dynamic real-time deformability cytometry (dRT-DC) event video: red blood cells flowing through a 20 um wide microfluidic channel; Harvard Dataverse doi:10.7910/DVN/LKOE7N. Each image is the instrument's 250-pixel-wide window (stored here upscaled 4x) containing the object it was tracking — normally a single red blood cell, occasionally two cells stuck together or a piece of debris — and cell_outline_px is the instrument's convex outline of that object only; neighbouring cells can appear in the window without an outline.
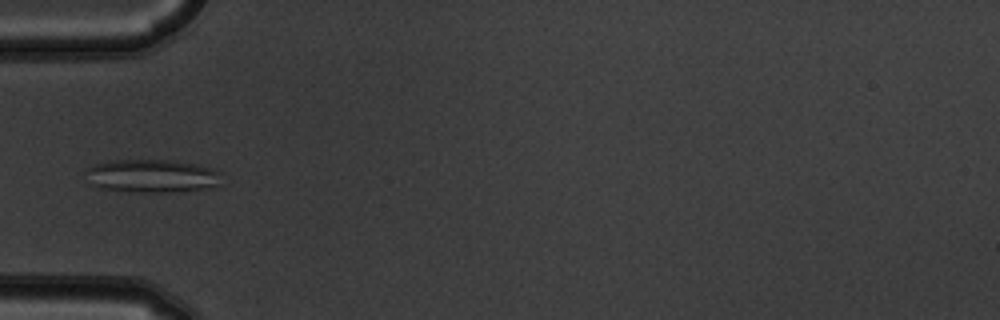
{"species": "common noctule bat (a hibernating species)", "species_latin": "Nyctalus noctula", "temperature_condition": "warm", "stored_images_in_passage": 7, "camera_frame_rate_fps": 3000, "um_per_image_px": 0.085, "animal": {"sex": "male", "body_mass_g": 19.5, "forearm_length_mm": 54.6}, "frame": {"image": 1, "passage_image": 4, "time_ms": 1.0, "image_size_px": [1000, 320], "cell_outline_px": [[220, 184], [216, 188], [176, 192], [132, 192], [100, 188], [92, 184], [84, 172], [88, 168], [96, 164], [112, 160], [172, 160], [196, 164], [212, 168], [220, 172]], "centroid_in_image_um": [12.97, 14.97], "position_along_channel_um": 72.0, "area_um2": 26.59}}
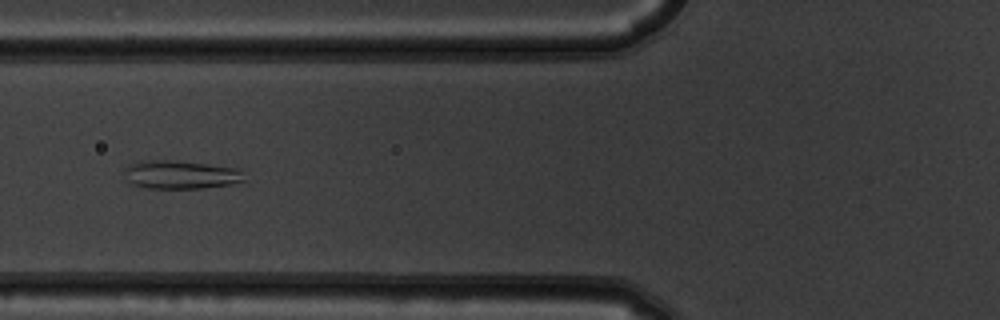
{"frame": {"image": 2, "passage_image": 5, "time_ms": 1.333, "image_size_px": [1000, 320], "cell_outline_px": [[248, 180], [232, 184], [204, 188], [148, 188], [132, 184], [128, 180], [124, 168], [128, 164], [140, 160], [176, 160], [244, 168]], "centroid_in_image_um": [15.47, 14.83], "position_along_channel_um": 110.3, "area_um2": 20.46}}